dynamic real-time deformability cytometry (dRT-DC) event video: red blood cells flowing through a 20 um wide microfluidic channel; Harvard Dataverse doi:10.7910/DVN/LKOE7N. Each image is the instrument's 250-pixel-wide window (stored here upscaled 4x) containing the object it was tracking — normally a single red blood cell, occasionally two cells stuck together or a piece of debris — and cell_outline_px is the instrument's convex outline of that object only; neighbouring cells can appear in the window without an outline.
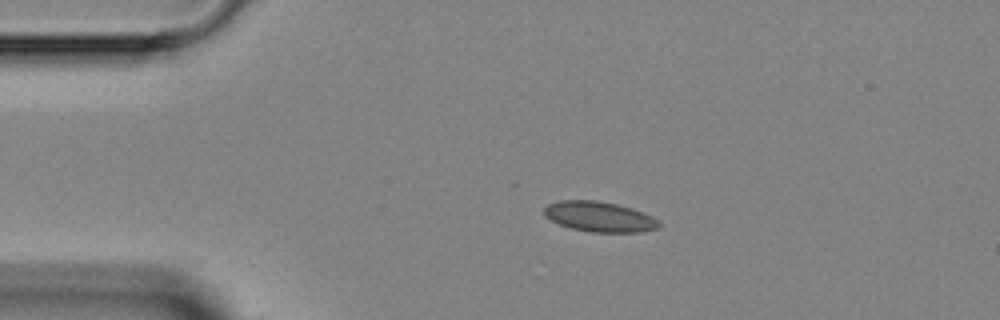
{"species": "Egyptian fruit bat (a non-hibernating species)", "species_latin": "Rousettus aegyptiacus", "temperature_condition": "room temperature", "stored_images_in_passage": 2, "camera_frame_rate_fps": 3000, "um_per_image_px": 0.085, "animal": {"sex": "female"}, "frame": {"image": 1, "passage_image": 1, "time_ms": 0.0, "image_size_px": [1000, 320], "cell_outline_px": [[660, 228], [640, 232], [592, 232], [572, 228], [560, 224], [544, 216], [544, 208], [548, 204], [560, 200], [596, 200], [616, 204], [632, 208], [644, 212], [660, 220]], "centroid_in_image_um": [50.99, 18.42], "position_along_channel_um": 34.0, "area_um2": 20.29}}